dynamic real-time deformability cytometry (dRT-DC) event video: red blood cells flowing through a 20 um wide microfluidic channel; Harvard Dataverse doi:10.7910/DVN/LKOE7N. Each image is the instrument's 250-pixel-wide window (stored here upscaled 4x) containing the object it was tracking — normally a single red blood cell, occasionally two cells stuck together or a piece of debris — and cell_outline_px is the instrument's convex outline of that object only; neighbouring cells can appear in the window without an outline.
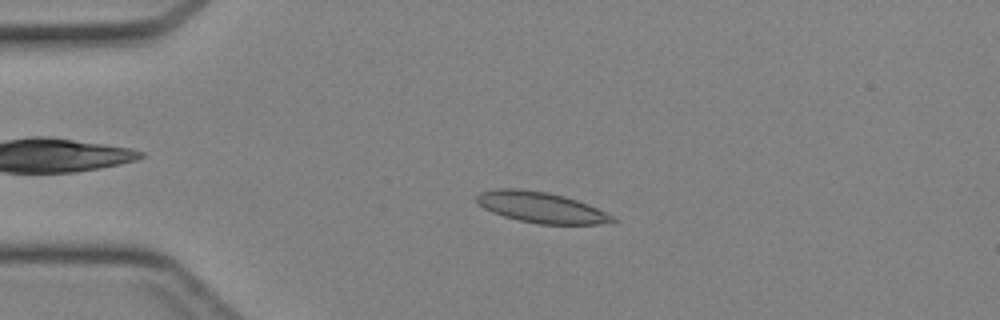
{"species": "Egyptian fruit bat (a non-hibernating species)", "species_latin": "Rousettus aegyptiacus", "temperature_condition": "cold", "stored_images_in_passage": 39, "camera_frame_rate_fps": 3000, "um_per_image_px": 0.085, "animal": {"sex": "female"}, "frame": {"image": 1, "passage_image": 5, "time_ms": 1.333, "image_size_px": [1000, 320], "cell_outline_px": [[616, 220], [600, 224], [540, 224], [520, 220], [504, 216], [492, 212], [484, 208], [476, 200], [476, 196], [480, 192], [496, 188], [520, 188], [548, 192], [564, 196], [588, 204], [612, 216]], "centroid_in_image_um": [45.94, 17.61], "position_along_channel_um": 39.1, "area_um2": 24.1}}
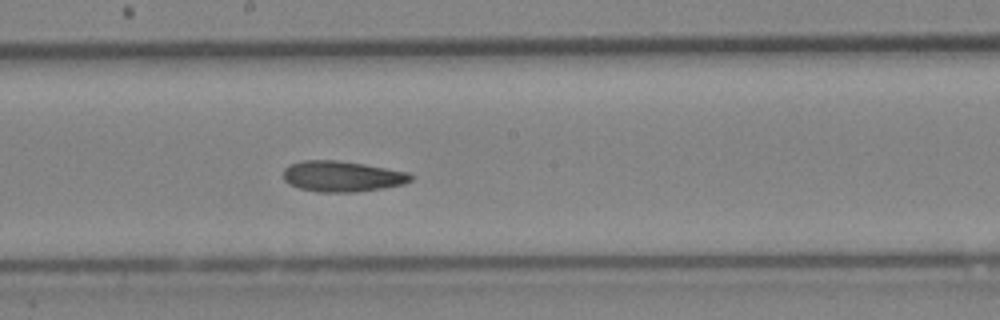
{"frame": {"image": 2, "passage_image": 19, "time_ms": 6.0, "image_size_px": [1000, 320], "cell_outline_px": [[412, 180], [404, 184], [384, 188], [356, 192], [316, 192], [300, 188], [288, 184], [284, 180], [284, 168], [288, 164], [304, 160], [336, 160], [364, 164], [408, 172], [412, 176]], "centroid_in_image_um": [29.06, 14.99], "position_along_channel_um": 219.1, "area_um2": 22.95}}
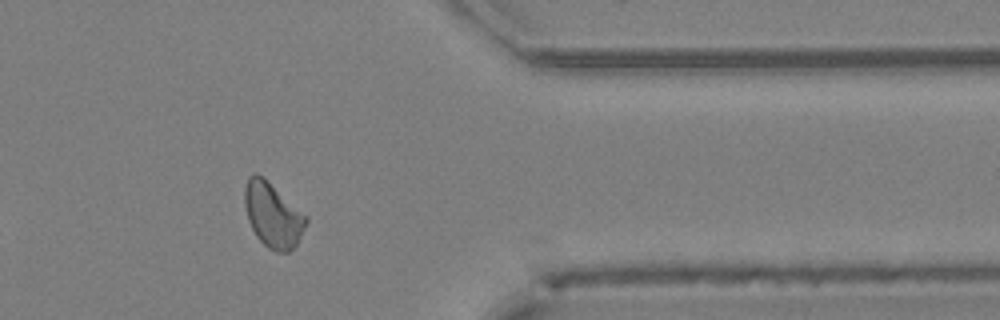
{"frame": {"image": 3, "passage_image": 31, "time_ms": 10.0, "image_size_px": [1000, 320], "cell_outline_px": [[308, 220], [296, 244], [288, 252], [276, 252], [268, 248], [256, 236], [248, 220], [244, 204], [244, 188], [248, 176], [252, 172], [256, 172], [308, 216]], "centroid_in_image_um": [23.16, 18.27], "position_along_channel_um": 388.2, "area_um2": 22.89}}